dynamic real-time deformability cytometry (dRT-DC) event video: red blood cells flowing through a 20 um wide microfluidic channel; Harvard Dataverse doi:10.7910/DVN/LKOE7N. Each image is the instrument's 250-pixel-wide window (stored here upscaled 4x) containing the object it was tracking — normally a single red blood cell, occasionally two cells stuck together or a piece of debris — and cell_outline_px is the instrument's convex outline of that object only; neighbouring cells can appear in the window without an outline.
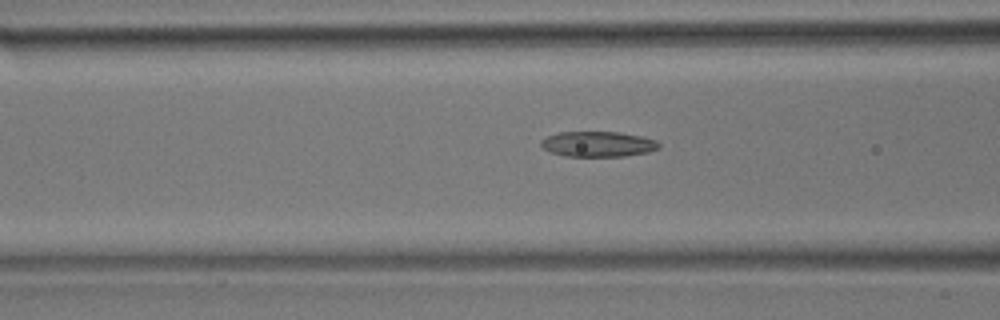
{"species": "common noctule bat (a hibernating species)", "species_latin": "Nyctalus noctula", "temperature_condition": "room temperature", "stored_images_in_passage": 25, "camera_frame_rate_fps": 3000, "um_per_image_px": 0.085, "animal": {"sex": "male", "body_mass_g": 17.9}, "frame": {"image": 1, "passage_image": 4, "time_ms": 1.0, "image_size_px": [1000, 320], "cell_outline_px": [[660, 148], [648, 152], [624, 156], [564, 156], [552, 152], [544, 148], [540, 144], [540, 140], [548, 136], [560, 132], [620, 132], [644, 136], [656, 140], [660, 144]], "centroid_in_image_um": [50.87, 12.24], "position_along_channel_um": 115.7, "area_um2": 17.46}}
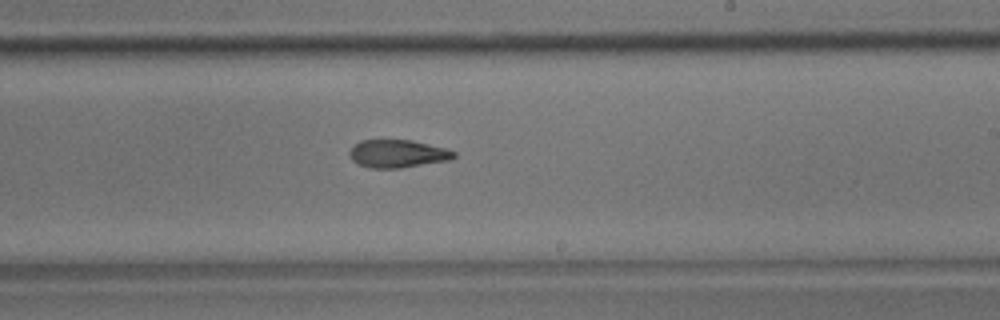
{"frame": {"image": 2, "passage_image": 14, "time_ms": 4.333, "image_size_px": [1000, 320], "cell_outline_px": [[456, 156], [452, 160], [400, 168], [368, 168], [356, 164], [352, 160], [348, 152], [360, 140], [412, 140], [448, 148], [456, 152]], "centroid_in_image_um": [33.83, 13.07], "position_along_channel_um": 255.2, "area_um2": 17.22}}
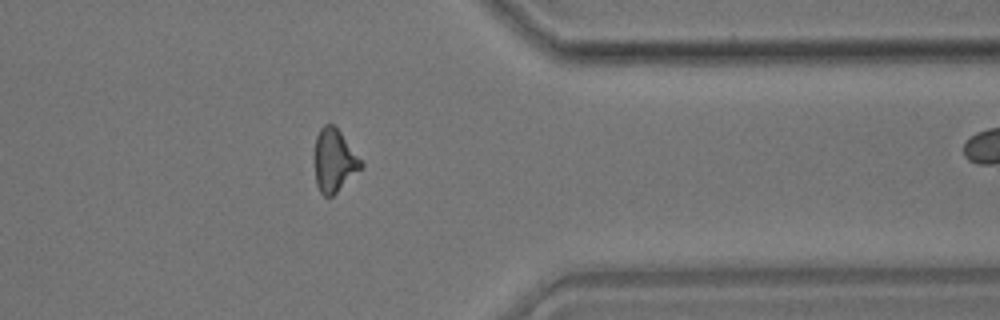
{"frame": {"image": 3, "passage_image": 24, "time_ms": 7.667, "image_size_px": [1000, 320], "cell_outline_px": [[364, 164], [332, 196], [324, 196], [320, 192], [316, 184], [312, 156], [312, 152], [316, 136], [320, 128], [324, 124], [332, 124], [340, 132]], "centroid_in_image_um": [28.32, 13.62], "position_along_channel_um": 383.1, "area_um2": 17.05}}